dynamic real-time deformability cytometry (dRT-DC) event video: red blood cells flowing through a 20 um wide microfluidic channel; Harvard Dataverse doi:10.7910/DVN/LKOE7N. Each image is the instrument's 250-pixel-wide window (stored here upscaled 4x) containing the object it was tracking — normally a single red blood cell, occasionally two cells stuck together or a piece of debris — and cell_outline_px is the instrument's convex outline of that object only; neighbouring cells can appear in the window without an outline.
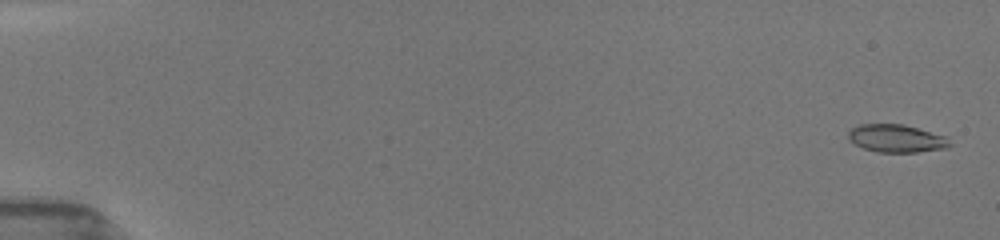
{"species": "common noctule bat (a hibernating species)", "species_latin": "Nyctalus noctula", "temperature_condition": "room temperature", "stored_images_in_passage": 39, "camera_frame_rate_fps": 3000, "um_per_image_px": 0.085, "animal": {"sex": "female", "body_mass_g": 19.5, "forearm_length_mm": 54.1}, "frame": {"image": 1, "passage_image": 3, "time_ms": 0.333, "image_size_px": [1000, 240], "cell_outline_px": [[952, 144], [948, 148], [916, 152], [876, 152], [864, 148], [848, 140], [848, 132], [852, 128], [860, 124], [904, 124], [948, 136]], "centroid_in_image_um": [76.24, 11.76], "position_along_channel_um": 8.8, "area_um2": 16.65}}
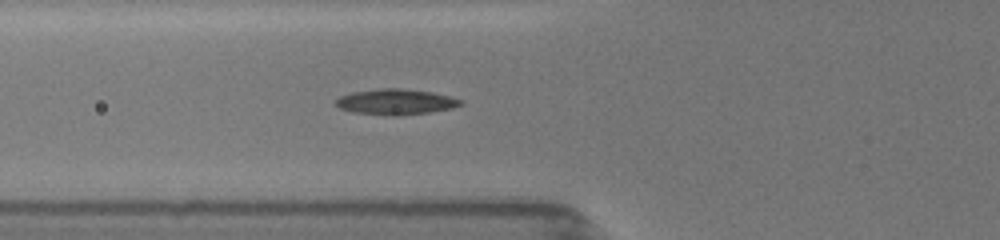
{"frame": {"image": 2, "passage_image": 27, "time_ms": 6.667, "image_size_px": [1000, 240], "cell_outline_px": [[464, 104], [452, 108], [428, 112], [400, 116], [388, 116], [352, 112], [340, 108], [336, 104], [336, 100], [340, 96], [352, 92], [380, 88], [404, 88], [432, 92], [464, 100]], "centroid_in_image_um": [33.65, 8.66], "position_along_channel_um": 92.1, "area_um2": 18.79}}
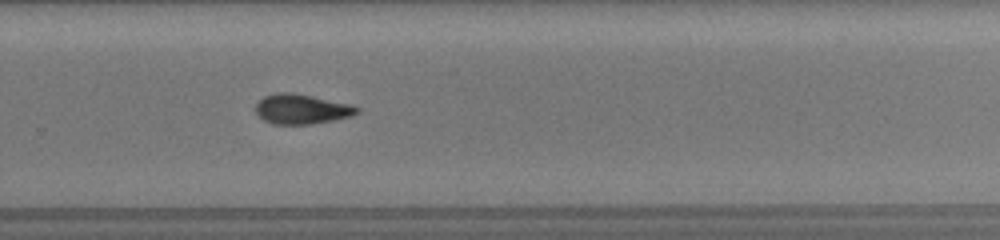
{"frame": {"image": 3, "passage_image": 39, "time_ms": 12.0, "image_size_px": [1000, 240], "cell_outline_px": [[360, 112], [352, 116], [332, 120], [308, 124], [272, 124], [264, 120], [256, 112], [256, 104], [264, 96], [280, 92], [292, 92], [352, 104], [360, 108]], "centroid_in_image_um": [25.66, 9.27], "position_along_channel_um": 304.1, "area_um2": 17.57}}